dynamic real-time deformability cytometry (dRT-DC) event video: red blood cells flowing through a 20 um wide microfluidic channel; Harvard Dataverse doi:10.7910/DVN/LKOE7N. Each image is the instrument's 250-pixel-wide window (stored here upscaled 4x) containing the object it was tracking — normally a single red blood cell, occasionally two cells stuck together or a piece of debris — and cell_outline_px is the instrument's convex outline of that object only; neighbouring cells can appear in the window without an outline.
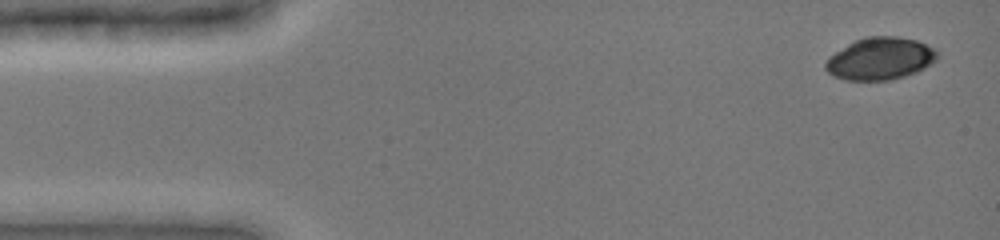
{"species": "common noctule bat (a hibernating species)", "species_latin": "Nyctalus noctula", "temperature_condition": "cold", "stored_images_in_passage": 18, "camera_frame_rate_fps": 3000, "um_per_image_px": 0.085, "animal": {"sex": "female", "body_mass_g": 19.0, "forearm_length_mm": 51.5}, "frame": {"image": 1, "passage_image": 1, "time_ms": 0.0, "image_size_px": [1000, 240], "cell_outline_px": [[940, 56], [936, 60], [924, 68], [916, 72], [904, 76], [888, 80], [844, 80], [832, 76], [824, 68], [824, 64], [828, 56], [848, 44], [864, 36], [896, 36], [916, 40], [936, 48], [940, 52]], "centroid_in_image_um": [74.82, 4.98], "position_along_channel_um": 10.2, "area_um2": 27.86}}
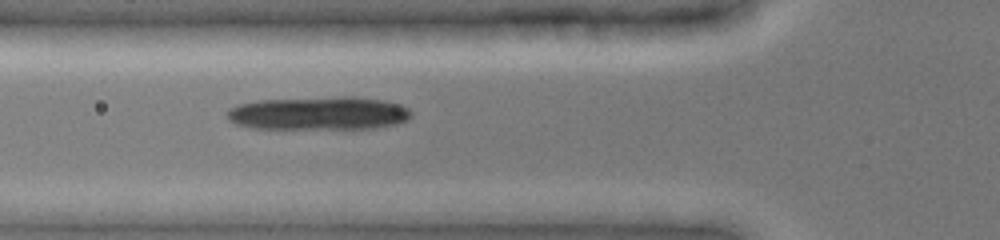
{"frame": {"image": 2, "passage_image": 12, "time_ms": 5.0, "image_size_px": [1000, 240], "cell_outline_px": [[412, 116], [408, 120], [396, 124], [372, 128], [252, 128], [236, 124], [228, 120], [228, 108], [240, 104], [260, 100], [344, 96], [352, 96], [384, 100], [400, 104], [408, 108], [412, 112]], "centroid_in_image_um": [27.13, 9.62], "position_along_channel_um": 98.7, "area_um2": 35.72}}
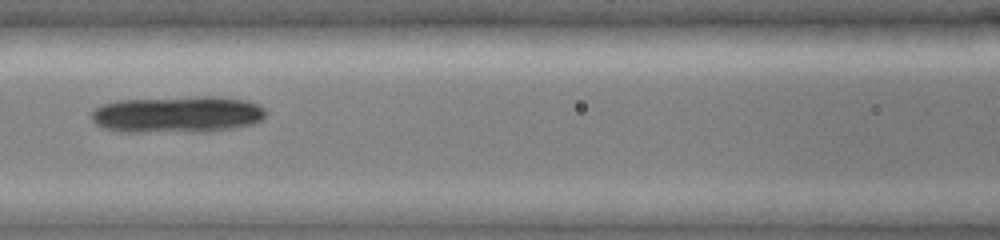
{"frame": {"image": 3, "passage_image": 16, "time_ms": 6.333, "image_size_px": [1000, 240], "cell_outline_px": [[268, 112], [260, 120], [252, 124], [232, 128], [208, 132], [116, 132], [104, 128], [96, 124], [92, 120], [92, 112], [96, 108], [104, 104], [116, 100], [204, 96], [220, 96], [244, 100], [260, 104]], "centroid_in_image_um": [15.09, 9.73], "position_along_channel_um": 151.5, "area_um2": 37.74}}